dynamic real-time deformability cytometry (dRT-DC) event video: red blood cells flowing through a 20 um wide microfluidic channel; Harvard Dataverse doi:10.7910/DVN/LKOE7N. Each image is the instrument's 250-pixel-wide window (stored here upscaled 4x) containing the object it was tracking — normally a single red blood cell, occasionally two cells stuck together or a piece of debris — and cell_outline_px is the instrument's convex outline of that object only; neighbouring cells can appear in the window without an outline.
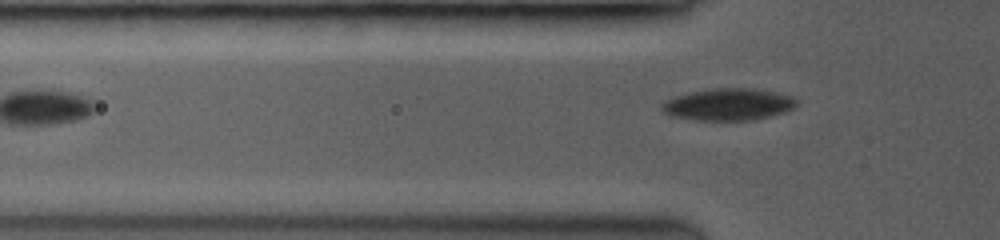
{"species": "common noctule bat (a hibernating species)", "species_latin": "Nyctalus noctula", "temperature_condition": "room temperature", "stored_images_in_passage": 12, "camera_frame_rate_fps": 3500, "um_per_image_px": 0.085, "animal": {"sex": "female", "body_mass_g": 19.0, "forearm_length_mm": 53.3}, "frame": {"image": 1, "passage_image": 12, "time_ms": 5.143, "image_size_px": [1000, 240], "cell_outline_px": [[796, 104], [792, 108], [784, 112], [768, 116], [748, 120], [696, 120], [672, 116], [664, 112], [664, 104], [668, 100], [680, 96], [696, 92], [716, 88], [744, 88], [792, 96], [796, 100]], "centroid_in_image_um": [61.94, 8.89], "position_along_channel_um": 63.9, "area_um2": 23.93}}